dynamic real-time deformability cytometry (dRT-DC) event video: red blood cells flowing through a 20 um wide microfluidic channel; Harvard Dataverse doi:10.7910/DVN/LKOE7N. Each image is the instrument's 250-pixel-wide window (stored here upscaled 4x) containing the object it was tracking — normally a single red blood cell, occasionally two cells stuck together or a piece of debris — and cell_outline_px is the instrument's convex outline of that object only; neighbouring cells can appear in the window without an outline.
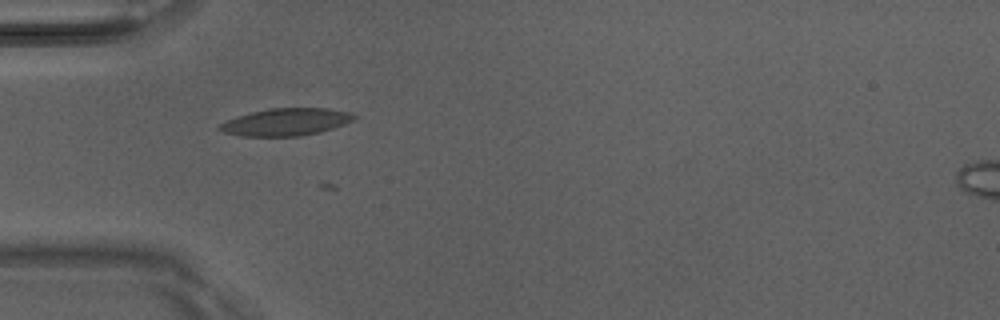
{"species": "Egyptian fruit bat (a non-hibernating species)", "species_latin": "Rousettus aegyptiacus", "temperature_condition": "room temperature", "stored_images_in_passage": 3, "camera_frame_rate_fps": 3000, "um_per_image_px": 0.085, "animal": {"sex": "male"}, "frame": {"image": 1, "passage_image": 2, "time_ms": 0.333, "image_size_px": [1000, 320], "cell_outline_px": [[356, 116], [352, 120], [344, 124], [320, 132], [300, 136], [240, 136], [224, 132], [216, 128], [220, 124], [236, 116], [268, 108], [328, 108], [348, 112]], "centroid_in_image_um": [24.27, 10.37], "position_along_channel_um": 60.7, "area_um2": 21.27}}